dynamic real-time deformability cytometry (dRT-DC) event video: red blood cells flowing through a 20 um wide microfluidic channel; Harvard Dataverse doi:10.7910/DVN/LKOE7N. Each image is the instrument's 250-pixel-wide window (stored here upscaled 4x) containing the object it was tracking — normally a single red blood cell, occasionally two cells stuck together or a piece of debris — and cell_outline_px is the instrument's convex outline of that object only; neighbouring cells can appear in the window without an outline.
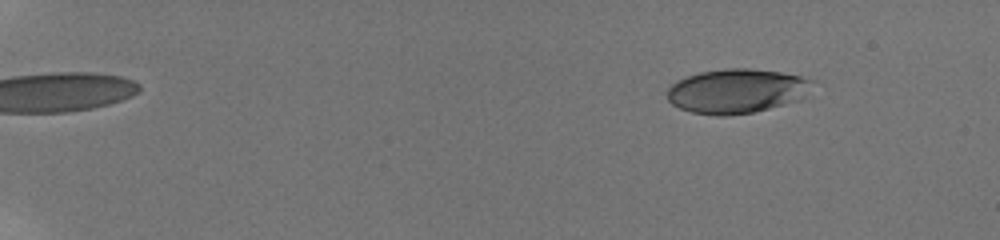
{"species": "human", "species_latin": "Homo sapiens", "temperature_condition": "room temperature", "stored_images_in_passage": 57, "camera_frame_rate_fps": 3000, "um_per_image_px": 0.085, "donor": {"sex": "male"}, "frame": {"image": 1, "passage_image": 8, "time_ms": 2.333, "image_size_px": [1000, 240], "cell_outline_px": [[816, 80], [804, 96], [800, 100], [752, 112], [724, 116], [716, 116], [692, 112], [680, 108], [672, 104], [668, 100], [668, 88], [676, 80], [700, 72], [724, 68], [752, 68], [780, 72], [800, 76]], "centroid_in_image_um": [62.62, 7.73], "position_along_channel_um": 22.4, "area_um2": 37.57}}
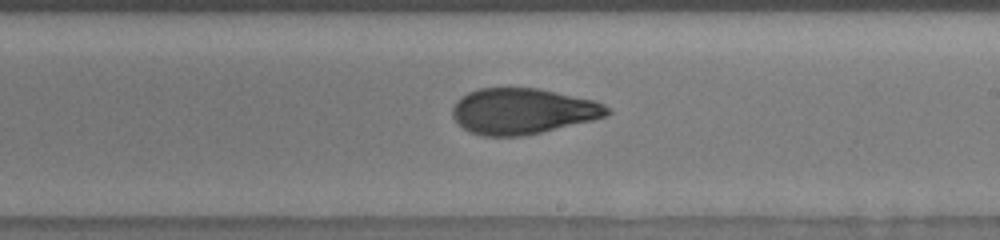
{"frame": {"image": 2, "passage_image": 38, "time_ms": 12.333, "image_size_px": [1000, 240], "cell_outline_px": [[612, 112], [604, 116], [592, 120], [524, 136], [484, 136], [468, 132], [452, 116], [452, 108], [456, 100], [460, 96], [468, 92], [480, 88], [540, 88], [596, 100], [604, 104]], "centroid_in_image_um": [44.41, 9.44], "position_along_channel_um": 244.6, "area_um2": 41.44}}
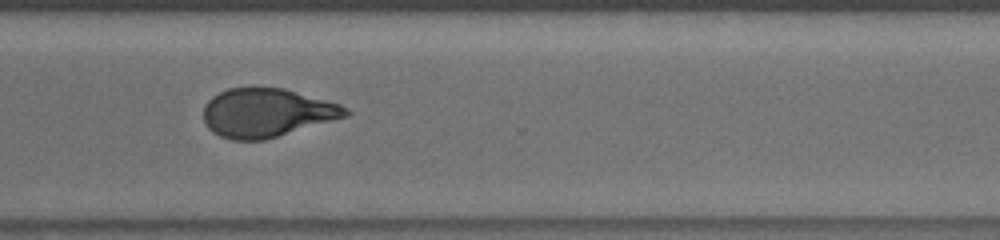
{"frame": {"image": 3, "passage_image": 46, "time_ms": 15.0, "image_size_px": [1000, 240], "cell_outline_px": [[352, 112], [348, 116], [264, 140], [232, 140], [220, 136], [212, 132], [204, 124], [204, 104], [212, 96], [228, 88], [284, 88], [340, 104], [348, 108]], "centroid_in_image_um": [22.66, 9.59], "position_along_channel_um": 347.9, "area_um2": 40.29}, "authors_computed_cell_mechanics": {"area_um2": 40.171, "velocity_mm_per_s": 3.8826, "shape_relaxation_time_tau1_ms": 6.361, "shape_relaxation_time_tau2_ms": 1.8239, "deformation_change_tau1": 0.218, "deformation_change_tau2": 0.0879}}